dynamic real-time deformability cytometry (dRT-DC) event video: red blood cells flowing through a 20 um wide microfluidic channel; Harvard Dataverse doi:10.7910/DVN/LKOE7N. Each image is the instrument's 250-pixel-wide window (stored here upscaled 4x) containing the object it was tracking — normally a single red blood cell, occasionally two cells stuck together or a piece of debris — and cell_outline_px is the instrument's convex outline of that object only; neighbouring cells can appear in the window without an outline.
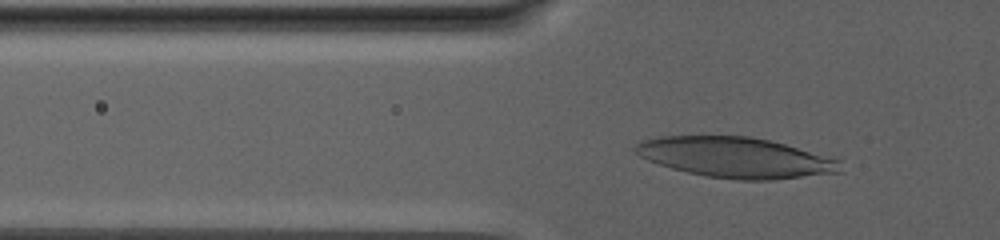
{"species": "human", "species_latin": "Homo sapiens", "temperature_condition": "warm", "stored_images_in_passage": 50, "camera_frame_rate_fps": 3000, "um_per_image_px": 0.085, "donor": {"sex": "male"}, "frame": {"image": 1, "passage_image": 2, "time_ms": 0.333, "image_size_px": [1000, 240], "cell_outline_px": [[844, 172], [772, 180], [736, 180], [704, 176], [672, 168], [648, 160], [640, 156], [632, 148], [640, 140], [656, 136], [748, 136], [768, 140], [784, 144], [840, 160]], "centroid_in_image_um": [62.51, 13.39], "position_along_channel_um": 63.3, "area_um2": 48.32}}
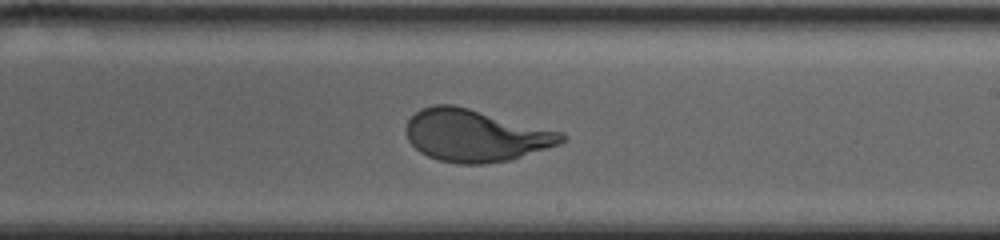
{"frame": {"image": 2, "passage_image": 27, "time_ms": 8.667, "image_size_px": [1000, 240], "cell_outline_px": [[568, 140], [560, 144], [512, 160], [484, 164], [460, 164], [440, 160], [428, 156], [420, 152], [408, 140], [404, 128], [408, 120], [420, 108], [436, 104], [452, 104], [564, 132], [568, 136]], "centroid_in_image_um": [40.44, 11.52], "position_along_channel_um": 248.6, "area_um2": 47.57}}
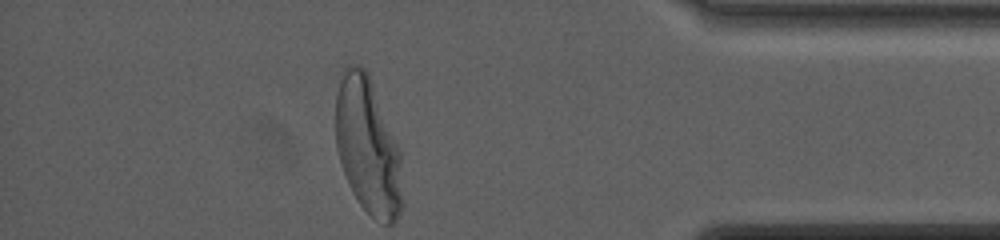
{"frame": {"image": 3, "passage_image": 50, "time_ms": 16.333, "image_size_px": [1000, 240], "cell_outline_px": [[404, 204], [396, 220], [392, 224], [384, 224], [376, 220], [360, 204], [352, 192], [348, 184], [336, 148], [336, 92], [340, 72], [344, 68], [352, 64], [360, 64], [368, 72], [400, 152]], "centroid_in_image_um": [31.26, 12.44], "position_along_channel_um": 403.9, "area_um2": 53.35}, "authors_computed_cell_mechanics": {"area_um2": 47.1937, "velocity_mm_per_s": 2.3648, "shape_relaxation_time_tau1_ms": 6.6711, "shape_relaxation_time_tau2_ms": null, "deformation_change_tau1": 0.2414, "deformation_change_tau2": null}}